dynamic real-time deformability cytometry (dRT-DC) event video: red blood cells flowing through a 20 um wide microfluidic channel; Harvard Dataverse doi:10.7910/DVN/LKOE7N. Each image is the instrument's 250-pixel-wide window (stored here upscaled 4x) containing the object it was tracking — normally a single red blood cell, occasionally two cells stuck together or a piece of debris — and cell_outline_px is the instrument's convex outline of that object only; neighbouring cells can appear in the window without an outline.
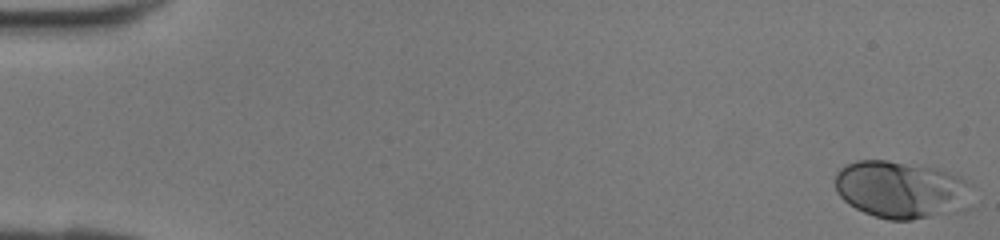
{"species": "human", "species_latin": "Homo sapiens", "temperature_condition": "room temperature", "stored_images_in_passage": 42, "camera_frame_rate_fps": 3000, "um_per_image_px": 0.085, "donor": {"sex": "female"}, "frame": {"image": 1, "passage_image": 1, "time_ms": 0.0, "image_size_px": [1000, 240], "cell_outline_px": [[976, 184], [968, 208], [964, 212], [912, 220], [888, 220], [864, 212], [848, 204], [836, 192], [836, 172], [844, 164], [856, 160], [888, 160], [936, 168], [960, 176]], "centroid_in_image_um": [76.71, 16.13], "position_along_channel_um": 8.3, "area_um2": 47.11}}
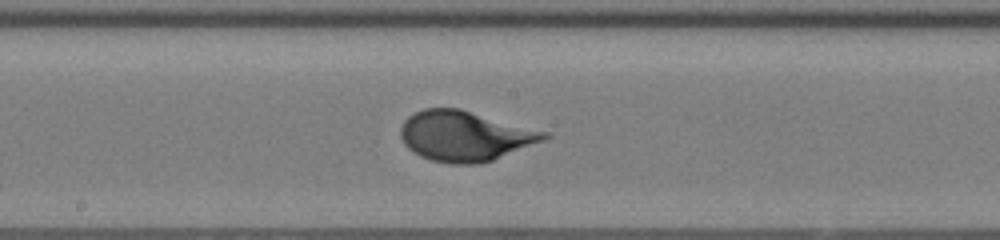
{"frame": {"image": 2, "passage_image": 23, "time_ms": 7.333, "image_size_px": [1000, 240], "cell_outline_px": [[552, 136], [544, 140], [492, 160], [480, 164], [452, 164], [432, 160], [420, 156], [412, 152], [404, 144], [400, 136], [400, 128], [404, 120], [408, 116], [424, 108], [460, 108], [548, 132]], "centroid_in_image_um": [39.5, 11.55], "position_along_channel_um": 208.7, "area_um2": 41.96}}
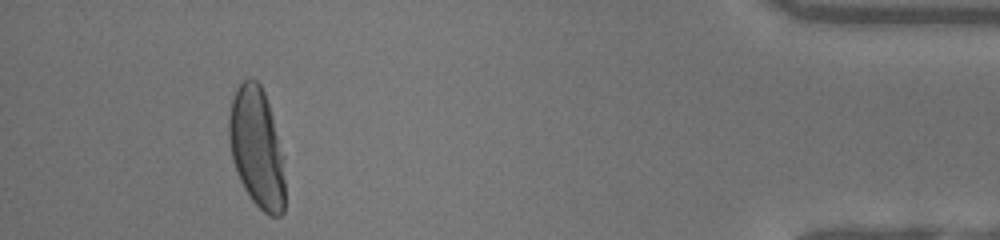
{"frame": {"image": 3, "passage_image": 39, "time_ms": 12.667, "image_size_px": [1000, 240], "cell_outline_px": [[284, 212], [280, 216], [268, 216], [252, 200], [244, 188], [240, 180], [232, 160], [228, 140], [228, 116], [232, 100], [236, 88], [244, 80], [256, 80], [260, 84], [264, 92], [272, 116], [284, 156]], "centroid_in_image_um": [21.82, 12.58], "position_along_channel_um": 413.4, "area_um2": 39.3}}